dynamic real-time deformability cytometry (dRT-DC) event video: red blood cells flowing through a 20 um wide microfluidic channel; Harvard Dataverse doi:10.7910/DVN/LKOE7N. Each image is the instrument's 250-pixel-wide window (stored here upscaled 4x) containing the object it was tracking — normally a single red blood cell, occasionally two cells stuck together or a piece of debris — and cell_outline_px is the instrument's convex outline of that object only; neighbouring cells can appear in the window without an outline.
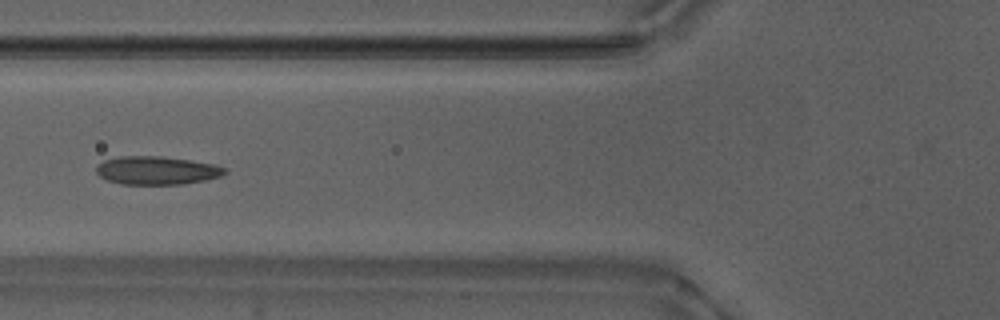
{"species": "Egyptian fruit bat (a non-hibernating species)", "species_latin": "Rousettus aegyptiacus", "temperature_condition": "warm", "stored_images_in_passage": 52, "camera_frame_rate_fps": 3000, "um_per_image_px": 0.085, "animal": {"sex": "male"}, "frame": {"image": 1, "passage_image": 21, "time_ms": 6.667, "image_size_px": [1000, 320], "cell_outline_px": [[228, 172], [220, 176], [204, 180], [184, 184], [120, 184], [108, 180], [100, 176], [96, 172], [96, 168], [104, 160], [120, 156], [160, 156], [188, 160], [212, 164], [224, 168]], "centroid_in_image_um": [13.3, 14.49], "position_along_channel_um": 112.5, "area_um2": 20.92}}
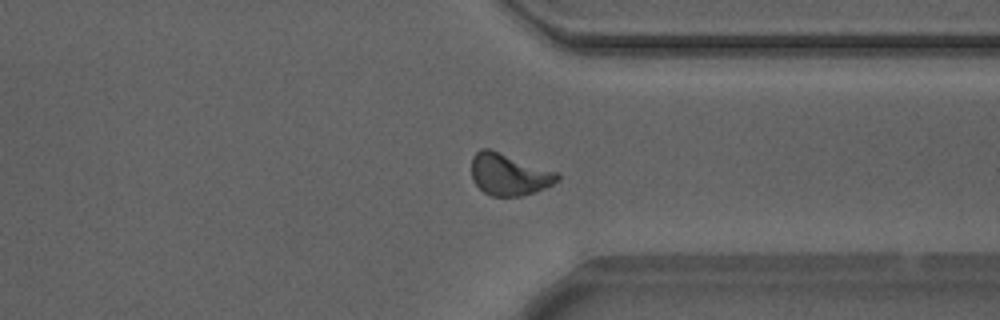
{"frame": {"image": 2, "passage_image": 41, "time_ms": 13.333, "image_size_px": [1000, 320], "cell_outline_px": [[560, 180], [544, 188], [520, 196], [492, 196], [484, 192], [472, 180], [472, 156], [480, 148], [488, 148], [560, 172]], "centroid_in_image_um": [43.28, 14.81], "position_along_channel_um": 368.1, "area_um2": 20.98}}
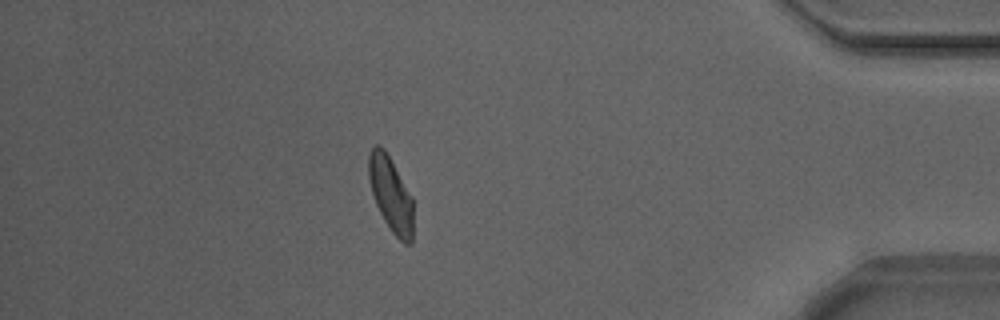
{"frame": {"image": 3, "passage_image": 47, "time_ms": 15.333, "image_size_px": [1000, 320], "cell_outline_px": [[412, 244], [404, 244], [392, 232], [384, 220], [376, 204], [372, 192], [368, 176], [368, 156], [372, 148], [376, 144], [380, 144], [384, 148], [412, 196]], "centroid_in_image_um": [33.21, 16.5], "position_along_channel_um": 402.0, "area_um2": 19.31}}